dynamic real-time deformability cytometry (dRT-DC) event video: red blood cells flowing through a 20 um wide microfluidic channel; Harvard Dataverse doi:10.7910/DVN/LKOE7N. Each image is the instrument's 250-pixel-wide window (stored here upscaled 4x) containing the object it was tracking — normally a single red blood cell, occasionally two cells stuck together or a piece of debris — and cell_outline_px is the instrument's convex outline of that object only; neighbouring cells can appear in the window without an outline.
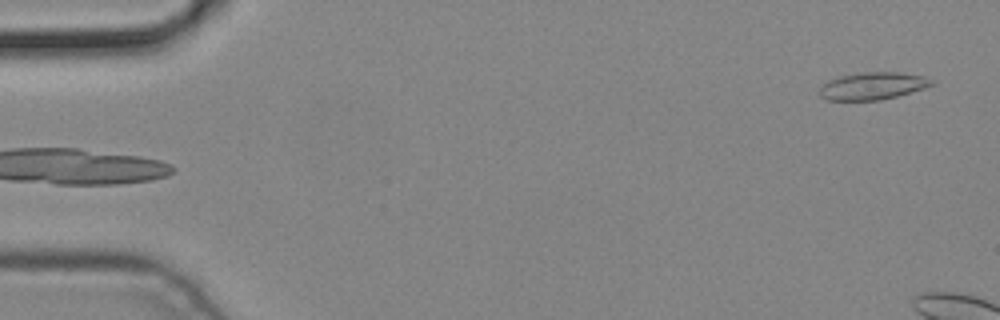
{"species": "common noctule bat (a hibernating species)", "species_latin": "Nyctalus noctula", "temperature_condition": "cold", "stored_images_in_passage": 4, "camera_frame_rate_fps": 3000, "um_per_image_px": 0.085, "animal": {"sex": "male", "body_mass_g": 19.2, "forearm_length_mm": 51.8}, "frame": {"image": 1, "passage_image": 4, "time_ms": 1.0, "image_size_px": [1000, 320], "cell_outline_px": [[936, 84], [924, 88], [896, 96], [880, 100], [824, 100], [820, 96], [820, 88], [828, 80], [840, 76], [860, 72], [896, 72], [924, 76], [932, 80]], "centroid_in_image_um": [74.17, 7.3], "position_along_channel_um": 10.8, "area_um2": 17.8}}